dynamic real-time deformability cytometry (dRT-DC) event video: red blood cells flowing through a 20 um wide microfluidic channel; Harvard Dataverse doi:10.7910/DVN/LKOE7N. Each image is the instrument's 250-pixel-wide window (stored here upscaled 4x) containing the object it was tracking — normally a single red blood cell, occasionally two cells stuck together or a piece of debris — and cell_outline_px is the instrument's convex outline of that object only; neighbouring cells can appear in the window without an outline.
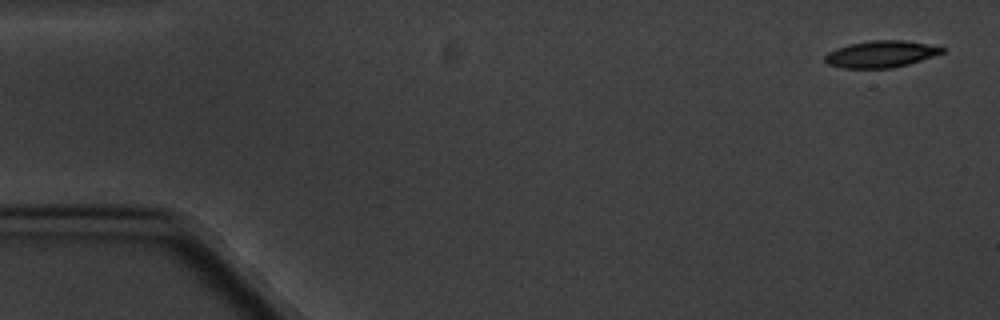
{"species": "common noctule bat (a hibernating species)", "species_latin": "Nyctalus noctula", "temperature_condition": "cold", "stored_images_in_passage": 5, "camera_frame_rate_fps": 3000, "um_per_image_px": 0.085, "animal": {"sex": "male", "body_mass_g": 20.1, "forearm_length_mm": 53.5}, "frame": {"image": 1, "passage_image": 1, "time_ms": 0.0, "image_size_px": [1000, 320], "cell_outline_px": [[944, 52], [908, 64], [892, 68], [844, 68], [828, 64], [824, 60], [824, 56], [828, 52], [836, 48], [848, 44], [872, 40], [904, 40], [944, 48]], "centroid_in_image_um": [74.81, 4.6], "position_along_channel_um": 10.2, "area_um2": 18.03}}
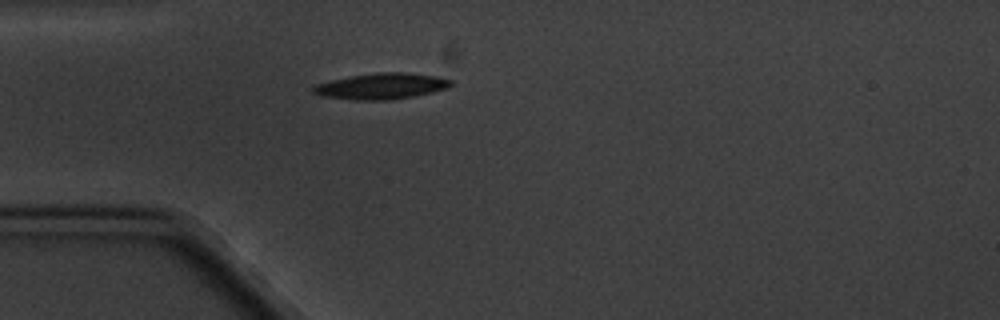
{"frame": {"image": 2, "passage_image": 5, "time_ms": 4.667, "image_size_px": [1000, 320], "cell_outline_px": [[452, 84], [448, 88], [432, 92], [412, 96], [388, 100], [356, 100], [320, 96], [312, 92], [312, 88], [316, 84], [348, 76], [376, 72], [404, 72], [436, 76], [452, 80]], "centroid_in_image_um": [32.4, 7.32], "position_along_channel_um": 52.6, "area_um2": 20.87}}